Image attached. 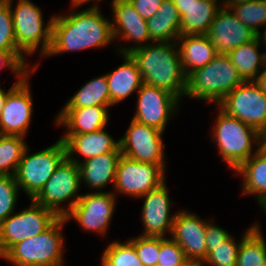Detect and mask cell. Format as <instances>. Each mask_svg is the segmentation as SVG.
I'll list each match as a JSON object with an SVG mask.
<instances>
[{
	"label": "cell",
	"instance_id": "38",
	"mask_svg": "<svg viewBox=\"0 0 266 266\" xmlns=\"http://www.w3.org/2000/svg\"><path fill=\"white\" fill-rule=\"evenodd\" d=\"M157 266H193L183 249L171 237H160V254Z\"/></svg>",
	"mask_w": 266,
	"mask_h": 266
},
{
	"label": "cell",
	"instance_id": "32",
	"mask_svg": "<svg viewBox=\"0 0 266 266\" xmlns=\"http://www.w3.org/2000/svg\"><path fill=\"white\" fill-rule=\"evenodd\" d=\"M256 34L266 25V0H249L235 5H223Z\"/></svg>",
	"mask_w": 266,
	"mask_h": 266
},
{
	"label": "cell",
	"instance_id": "10",
	"mask_svg": "<svg viewBox=\"0 0 266 266\" xmlns=\"http://www.w3.org/2000/svg\"><path fill=\"white\" fill-rule=\"evenodd\" d=\"M218 106L261 135L266 131V95L255 81H244L238 85Z\"/></svg>",
	"mask_w": 266,
	"mask_h": 266
},
{
	"label": "cell",
	"instance_id": "35",
	"mask_svg": "<svg viewBox=\"0 0 266 266\" xmlns=\"http://www.w3.org/2000/svg\"><path fill=\"white\" fill-rule=\"evenodd\" d=\"M21 190L12 175H0V223L14 213Z\"/></svg>",
	"mask_w": 266,
	"mask_h": 266
},
{
	"label": "cell",
	"instance_id": "45",
	"mask_svg": "<svg viewBox=\"0 0 266 266\" xmlns=\"http://www.w3.org/2000/svg\"><path fill=\"white\" fill-rule=\"evenodd\" d=\"M175 6L189 5L195 3L196 0H172Z\"/></svg>",
	"mask_w": 266,
	"mask_h": 266
},
{
	"label": "cell",
	"instance_id": "15",
	"mask_svg": "<svg viewBox=\"0 0 266 266\" xmlns=\"http://www.w3.org/2000/svg\"><path fill=\"white\" fill-rule=\"evenodd\" d=\"M27 74L7 95L0 114V134L25 137L33 114Z\"/></svg>",
	"mask_w": 266,
	"mask_h": 266
},
{
	"label": "cell",
	"instance_id": "14",
	"mask_svg": "<svg viewBox=\"0 0 266 266\" xmlns=\"http://www.w3.org/2000/svg\"><path fill=\"white\" fill-rule=\"evenodd\" d=\"M137 94V108L132 119L164 132L170 117L177 113L180 100L164 89L145 83Z\"/></svg>",
	"mask_w": 266,
	"mask_h": 266
},
{
	"label": "cell",
	"instance_id": "4",
	"mask_svg": "<svg viewBox=\"0 0 266 266\" xmlns=\"http://www.w3.org/2000/svg\"><path fill=\"white\" fill-rule=\"evenodd\" d=\"M218 116L213 128V142H216L222 159L234 171L256 153L252 148L262 144V135L251 126L230 116L218 105Z\"/></svg>",
	"mask_w": 266,
	"mask_h": 266
},
{
	"label": "cell",
	"instance_id": "8",
	"mask_svg": "<svg viewBox=\"0 0 266 266\" xmlns=\"http://www.w3.org/2000/svg\"><path fill=\"white\" fill-rule=\"evenodd\" d=\"M80 185L79 166L66 157L33 200L53 211L58 217H65L81 196L77 193ZM70 198L67 207H62V202Z\"/></svg>",
	"mask_w": 266,
	"mask_h": 266
},
{
	"label": "cell",
	"instance_id": "40",
	"mask_svg": "<svg viewBox=\"0 0 266 266\" xmlns=\"http://www.w3.org/2000/svg\"><path fill=\"white\" fill-rule=\"evenodd\" d=\"M230 235L226 230L208 222L205 234L207 254L212 250V246L222 244Z\"/></svg>",
	"mask_w": 266,
	"mask_h": 266
},
{
	"label": "cell",
	"instance_id": "19",
	"mask_svg": "<svg viewBox=\"0 0 266 266\" xmlns=\"http://www.w3.org/2000/svg\"><path fill=\"white\" fill-rule=\"evenodd\" d=\"M168 192L164 182L158 188L142 196L145 198L141 209L142 223L145 228L142 236L165 238L167 232L171 235L176 213L170 214L173 205Z\"/></svg>",
	"mask_w": 266,
	"mask_h": 266
},
{
	"label": "cell",
	"instance_id": "43",
	"mask_svg": "<svg viewBox=\"0 0 266 266\" xmlns=\"http://www.w3.org/2000/svg\"><path fill=\"white\" fill-rule=\"evenodd\" d=\"M18 81H16L15 84H13L9 90L7 92H5L1 86H0V114L2 112V109H3V106H4V103H5V100H6V97L8 95V93L22 80V79H17Z\"/></svg>",
	"mask_w": 266,
	"mask_h": 266
},
{
	"label": "cell",
	"instance_id": "12",
	"mask_svg": "<svg viewBox=\"0 0 266 266\" xmlns=\"http://www.w3.org/2000/svg\"><path fill=\"white\" fill-rule=\"evenodd\" d=\"M164 132L131 120L129 129L119 139L122 155L139 162L160 165L165 170L162 135Z\"/></svg>",
	"mask_w": 266,
	"mask_h": 266
},
{
	"label": "cell",
	"instance_id": "2",
	"mask_svg": "<svg viewBox=\"0 0 266 266\" xmlns=\"http://www.w3.org/2000/svg\"><path fill=\"white\" fill-rule=\"evenodd\" d=\"M130 53L136 61L143 83L164 89L179 100L185 96L187 76L176 41L153 42Z\"/></svg>",
	"mask_w": 266,
	"mask_h": 266
},
{
	"label": "cell",
	"instance_id": "44",
	"mask_svg": "<svg viewBox=\"0 0 266 266\" xmlns=\"http://www.w3.org/2000/svg\"><path fill=\"white\" fill-rule=\"evenodd\" d=\"M92 1V3L94 2L93 5H97L98 1H101V0H71V4L72 5H78V6H81L83 3H87V2H90ZM97 1V2H96ZM96 2V3H95Z\"/></svg>",
	"mask_w": 266,
	"mask_h": 266
},
{
	"label": "cell",
	"instance_id": "22",
	"mask_svg": "<svg viewBox=\"0 0 266 266\" xmlns=\"http://www.w3.org/2000/svg\"><path fill=\"white\" fill-rule=\"evenodd\" d=\"M60 139L65 143L66 154H80L87 160L110 152H121L119 140L115 141L105 127L91 133L64 135ZM74 153V154H73Z\"/></svg>",
	"mask_w": 266,
	"mask_h": 266
},
{
	"label": "cell",
	"instance_id": "36",
	"mask_svg": "<svg viewBox=\"0 0 266 266\" xmlns=\"http://www.w3.org/2000/svg\"><path fill=\"white\" fill-rule=\"evenodd\" d=\"M0 49L22 52L16 45L12 13L7 0H0Z\"/></svg>",
	"mask_w": 266,
	"mask_h": 266
},
{
	"label": "cell",
	"instance_id": "34",
	"mask_svg": "<svg viewBox=\"0 0 266 266\" xmlns=\"http://www.w3.org/2000/svg\"><path fill=\"white\" fill-rule=\"evenodd\" d=\"M234 240L230 235L222 244L212 246V250L199 266H236L241 241L237 243Z\"/></svg>",
	"mask_w": 266,
	"mask_h": 266
},
{
	"label": "cell",
	"instance_id": "5",
	"mask_svg": "<svg viewBox=\"0 0 266 266\" xmlns=\"http://www.w3.org/2000/svg\"><path fill=\"white\" fill-rule=\"evenodd\" d=\"M65 217H59L47 230L13 245L3 256L14 266H62Z\"/></svg>",
	"mask_w": 266,
	"mask_h": 266
},
{
	"label": "cell",
	"instance_id": "18",
	"mask_svg": "<svg viewBox=\"0 0 266 266\" xmlns=\"http://www.w3.org/2000/svg\"><path fill=\"white\" fill-rule=\"evenodd\" d=\"M206 36L218 54H228L232 49L254 40L257 34L242 23L229 8L222 6Z\"/></svg>",
	"mask_w": 266,
	"mask_h": 266
},
{
	"label": "cell",
	"instance_id": "41",
	"mask_svg": "<svg viewBox=\"0 0 266 266\" xmlns=\"http://www.w3.org/2000/svg\"><path fill=\"white\" fill-rule=\"evenodd\" d=\"M138 14L148 20L157 13L164 0H129Z\"/></svg>",
	"mask_w": 266,
	"mask_h": 266
},
{
	"label": "cell",
	"instance_id": "27",
	"mask_svg": "<svg viewBox=\"0 0 266 266\" xmlns=\"http://www.w3.org/2000/svg\"><path fill=\"white\" fill-rule=\"evenodd\" d=\"M147 25L152 43L176 41L181 35V17L174 2L164 0Z\"/></svg>",
	"mask_w": 266,
	"mask_h": 266
},
{
	"label": "cell",
	"instance_id": "33",
	"mask_svg": "<svg viewBox=\"0 0 266 266\" xmlns=\"http://www.w3.org/2000/svg\"><path fill=\"white\" fill-rule=\"evenodd\" d=\"M101 266H144L138 258L133 244L114 241L108 244L102 254Z\"/></svg>",
	"mask_w": 266,
	"mask_h": 266
},
{
	"label": "cell",
	"instance_id": "11",
	"mask_svg": "<svg viewBox=\"0 0 266 266\" xmlns=\"http://www.w3.org/2000/svg\"><path fill=\"white\" fill-rule=\"evenodd\" d=\"M165 172L160 165L135 161L121 155L113 186L116 192L113 194L116 196L120 192L141 199L166 181Z\"/></svg>",
	"mask_w": 266,
	"mask_h": 266
},
{
	"label": "cell",
	"instance_id": "23",
	"mask_svg": "<svg viewBox=\"0 0 266 266\" xmlns=\"http://www.w3.org/2000/svg\"><path fill=\"white\" fill-rule=\"evenodd\" d=\"M122 55L124 63L106 74L112 106L120 103L133 92H138L143 85V79L136 61L130 54Z\"/></svg>",
	"mask_w": 266,
	"mask_h": 266
},
{
	"label": "cell",
	"instance_id": "48",
	"mask_svg": "<svg viewBox=\"0 0 266 266\" xmlns=\"http://www.w3.org/2000/svg\"><path fill=\"white\" fill-rule=\"evenodd\" d=\"M262 145L266 148V131L262 134Z\"/></svg>",
	"mask_w": 266,
	"mask_h": 266
},
{
	"label": "cell",
	"instance_id": "7",
	"mask_svg": "<svg viewBox=\"0 0 266 266\" xmlns=\"http://www.w3.org/2000/svg\"><path fill=\"white\" fill-rule=\"evenodd\" d=\"M28 150L27 146L14 177L19 188L24 190L30 199H33L67 157V154L65 143L61 139L35 154L28 155Z\"/></svg>",
	"mask_w": 266,
	"mask_h": 266
},
{
	"label": "cell",
	"instance_id": "3",
	"mask_svg": "<svg viewBox=\"0 0 266 266\" xmlns=\"http://www.w3.org/2000/svg\"><path fill=\"white\" fill-rule=\"evenodd\" d=\"M243 82L229 56L217 54L206 66L187 76L185 96L218 105L229 92Z\"/></svg>",
	"mask_w": 266,
	"mask_h": 266
},
{
	"label": "cell",
	"instance_id": "1",
	"mask_svg": "<svg viewBox=\"0 0 266 266\" xmlns=\"http://www.w3.org/2000/svg\"><path fill=\"white\" fill-rule=\"evenodd\" d=\"M98 6L92 4L79 12L75 11L78 5H72L74 10L68 15L55 14L51 46L45 57L93 47L102 48L112 43V24L109 19L103 17Z\"/></svg>",
	"mask_w": 266,
	"mask_h": 266
},
{
	"label": "cell",
	"instance_id": "13",
	"mask_svg": "<svg viewBox=\"0 0 266 266\" xmlns=\"http://www.w3.org/2000/svg\"><path fill=\"white\" fill-rule=\"evenodd\" d=\"M115 200L113 192L95 191L82 194L65 219L70 221L73 218L84 230L103 236L114 215Z\"/></svg>",
	"mask_w": 266,
	"mask_h": 266
},
{
	"label": "cell",
	"instance_id": "6",
	"mask_svg": "<svg viewBox=\"0 0 266 266\" xmlns=\"http://www.w3.org/2000/svg\"><path fill=\"white\" fill-rule=\"evenodd\" d=\"M7 1L12 13L17 47L25 55L30 56L38 50V45H41V57H45L51 46L55 16L50 17L49 22L45 24L41 9L32 1L19 0L14 9L12 8L13 0Z\"/></svg>",
	"mask_w": 266,
	"mask_h": 266
},
{
	"label": "cell",
	"instance_id": "42",
	"mask_svg": "<svg viewBox=\"0 0 266 266\" xmlns=\"http://www.w3.org/2000/svg\"><path fill=\"white\" fill-rule=\"evenodd\" d=\"M262 69V72H259L258 78L255 82L260 86L261 90L266 95V63Z\"/></svg>",
	"mask_w": 266,
	"mask_h": 266
},
{
	"label": "cell",
	"instance_id": "46",
	"mask_svg": "<svg viewBox=\"0 0 266 266\" xmlns=\"http://www.w3.org/2000/svg\"><path fill=\"white\" fill-rule=\"evenodd\" d=\"M246 1H249V0H223V1H220V3L222 2L223 3L222 5H235L237 3L246 2Z\"/></svg>",
	"mask_w": 266,
	"mask_h": 266
},
{
	"label": "cell",
	"instance_id": "37",
	"mask_svg": "<svg viewBox=\"0 0 266 266\" xmlns=\"http://www.w3.org/2000/svg\"><path fill=\"white\" fill-rule=\"evenodd\" d=\"M144 266H157L160 254V237L138 236L129 240Z\"/></svg>",
	"mask_w": 266,
	"mask_h": 266
},
{
	"label": "cell",
	"instance_id": "25",
	"mask_svg": "<svg viewBox=\"0 0 266 266\" xmlns=\"http://www.w3.org/2000/svg\"><path fill=\"white\" fill-rule=\"evenodd\" d=\"M256 153L243 162L234 172L244 177L242 191L245 195H256V201L266 207V148L260 144Z\"/></svg>",
	"mask_w": 266,
	"mask_h": 266
},
{
	"label": "cell",
	"instance_id": "26",
	"mask_svg": "<svg viewBox=\"0 0 266 266\" xmlns=\"http://www.w3.org/2000/svg\"><path fill=\"white\" fill-rule=\"evenodd\" d=\"M176 43L186 76L206 66L218 54L206 35H180Z\"/></svg>",
	"mask_w": 266,
	"mask_h": 266
},
{
	"label": "cell",
	"instance_id": "30",
	"mask_svg": "<svg viewBox=\"0 0 266 266\" xmlns=\"http://www.w3.org/2000/svg\"><path fill=\"white\" fill-rule=\"evenodd\" d=\"M236 266H266V241L258 224L243 234Z\"/></svg>",
	"mask_w": 266,
	"mask_h": 266
},
{
	"label": "cell",
	"instance_id": "47",
	"mask_svg": "<svg viewBox=\"0 0 266 266\" xmlns=\"http://www.w3.org/2000/svg\"><path fill=\"white\" fill-rule=\"evenodd\" d=\"M264 27H265L264 32L262 34H261V32L259 34H257V38L260 40V42H264L265 48H266V25ZM261 39H263V40L261 41ZM265 53H266V51H265Z\"/></svg>",
	"mask_w": 266,
	"mask_h": 266
},
{
	"label": "cell",
	"instance_id": "16",
	"mask_svg": "<svg viewBox=\"0 0 266 266\" xmlns=\"http://www.w3.org/2000/svg\"><path fill=\"white\" fill-rule=\"evenodd\" d=\"M208 222L188 211H178L174 218L171 238L183 249L193 266H199L207 257L206 226Z\"/></svg>",
	"mask_w": 266,
	"mask_h": 266
},
{
	"label": "cell",
	"instance_id": "9",
	"mask_svg": "<svg viewBox=\"0 0 266 266\" xmlns=\"http://www.w3.org/2000/svg\"><path fill=\"white\" fill-rule=\"evenodd\" d=\"M31 205L0 223V257L13 245L47 230L59 217L30 199Z\"/></svg>",
	"mask_w": 266,
	"mask_h": 266
},
{
	"label": "cell",
	"instance_id": "21",
	"mask_svg": "<svg viewBox=\"0 0 266 266\" xmlns=\"http://www.w3.org/2000/svg\"><path fill=\"white\" fill-rule=\"evenodd\" d=\"M121 155V152H110L82 162L73 155H67V158L78 164L81 184L83 181L89 188L100 192V189H104L109 182L113 183L114 186L117 165Z\"/></svg>",
	"mask_w": 266,
	"mask_h": 266
},
{
	"label": "cell",
	"instance_id": "39",
	"mask_svg": "<svg viewBox=\"0 0 266 266\" xmlns=\"http://www.w3.org/2000/svg\"><path fill=\"white\" fill-rule=\"evenodd\" d=\"M25 56L27 55L23 52H7L0 49V69L7 67L15 73L18 79H23L27 74L37 70L39 65H34L32 69L28 68Z\"/></svg>",
	"mask_w": 266,
	"mask_h": 266
},
{
	"label": "cell",
	"instance_id": "28",
	"mask_svg": "<svg viewBox=\"0 0 266 266\" xmlns=\"http://www.w3.org/2000/svg\"><path fill=\"white\" fill-rule=\"evenodd\" d=\"M262 43L256 37L254 40L232 49L227 55L238 71L243 81H256L260 68L266 63V53H260L258 48Z\"/></svg>",
	"mask_w": 266,
	"mask_h": 266
},
{
	"label": "cell",
	"instance_id": "29",
	"mask_svg": "<svg viewBox=\"0 0 266 266\" xmlns=\"http://www.w3.org/2000/svg\"><path fill=\"white\" fill-rule=\"evenodd\" d=\"M91 106H112L106 74L93 78L84 84L66 102L63 108H84Z\"/></svg>",
	"mask_w": 266,
	"mask_h": 266
},
{
	"label": "cell",
	"instance_id": "20",
	"mask_svg": "<svg viewBox=\"0 0 266 266\" xmlns=\"http://www.w3.org/2000/svg\"><path fill=\"white\" fill-rule=\"evenodd\" d=\"M111 106H91L84 108H62L57 114L56 126H65V135L91 133L107 125Z\"/></svg>",
	"mask_w": 266,
	"mask_h": 266
},
{
	"label": "cell",
	"instance_id": "31",
	"mask_svg": "<svg viewBox=\"0 0 266 266\" xmlns=\"http://www.w3.org/2000/svg\"><path fill=\"white\" fill-rule=\"evenodd\" d=\"M26 148L24 137L0 134V175H15Z\"/></svg>",
	"mask_w": 266,
	"mask_h": 266
},
{
	"label": "cell",
	"instance_id": "17",
	"mask_svg": "<svg viewBox=\"0 0 266 266\" xmlns=\"http://www.w3.org/2000/svg\"><path fill=\"white\" fill-rule=\"evenodd\" d=\"M111 4L114 18L111 21L114 39L119 36L125 41L130 40L132 43H136V45L130 47L120 46L117 50L120 54H130L132 51L152 42L147 20L138 14L129 0H112Z\"/></svg>",
	"mask_w": 266,
	"mask_h": 266
},
{
	"label": "cell",
	"instance_id": "24",
	"mask_svg": "<svg viewBox=\"0 0 266 266\" xmlns=\"http://www.w3.org/2000/svg\"><path fill=\"white\" fill-rule=\"evenodd\" d=\"M217 0H196L189 5L176 6L181 17V35H206L222 3Z\"/></svg>",
	"mask_w": 266,
	"mask_h": 266
}]
</instances>
